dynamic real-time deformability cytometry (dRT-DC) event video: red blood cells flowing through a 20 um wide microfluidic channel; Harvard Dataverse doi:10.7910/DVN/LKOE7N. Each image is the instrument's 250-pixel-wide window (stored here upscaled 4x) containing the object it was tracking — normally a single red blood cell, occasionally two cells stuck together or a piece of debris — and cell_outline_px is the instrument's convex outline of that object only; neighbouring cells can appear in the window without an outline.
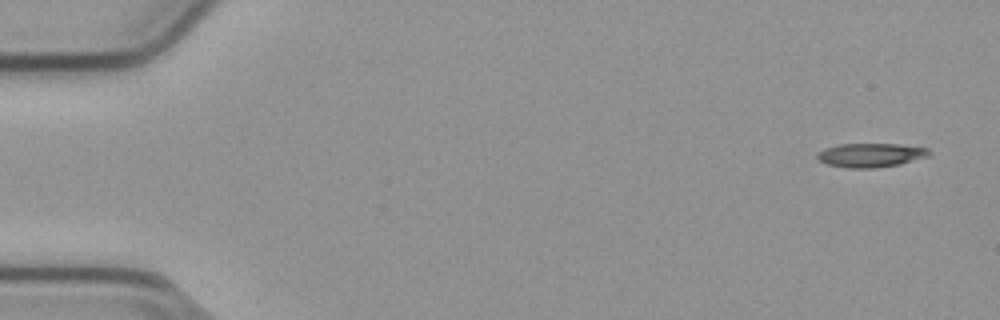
{"species": "common noctule bat (a hibernating species)", "species_latin": "Nyctalus noctula", "temperature_condition": "cold", "stored_images_in_passage": 8, "camera_frame_rate_fps": 3000, "um_per_image_px": 0.085, "animal": {"sex": "male", "body_mass_g": 23.1, "forearm_length_mm": 52.7}, "frame": {"image": 1, "passage_image": 1, "time_ms": 0.0, "image_size_px": [1000, 320], "cell_outline_px": [[932, 152], [928, 156], [900, 164], [876, 168], [848, 168], [828, 164], [820, 160], [816, 156], [824, 148], [840, 144], [900, 144], [928, 148]], "centroid_in_image_um": [74.05, 13.18], "position_along_channel_um": 11.0, "area_um2": 15.55}}